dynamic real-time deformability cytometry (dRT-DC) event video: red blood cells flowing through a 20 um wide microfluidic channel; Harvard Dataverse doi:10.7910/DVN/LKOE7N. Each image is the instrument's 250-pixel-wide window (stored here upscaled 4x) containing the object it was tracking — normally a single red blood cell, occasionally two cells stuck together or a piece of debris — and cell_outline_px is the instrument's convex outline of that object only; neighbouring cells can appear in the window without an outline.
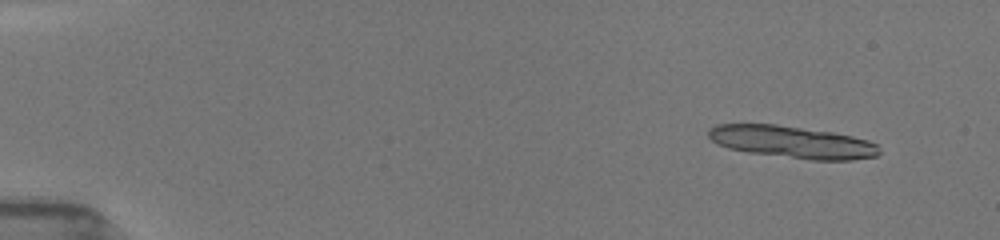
{"species": "common noctule bat (a hibernating species)", "species_latin": "Nyctalus noctula", "temperature_condition": "room temperature", "stored_images_in_passage": 15, "camera_frame_rate_fps": 3000, "um_per_image_px": 0.085, "animal": {"sex": "female", "body_mass_g": 19.5, "forearm_length_mm": 54.1}, "frame": {"image": 1, "passage_image": 4, "time_ms": 1.0, "image_size_px": [1000, 240], "cell_outline_px": [[880, 152], [876, 156], [852, 160], [812, 160], [748, 152], [728, 148], [716, 144], [708, 136], [708, 128], [716, 124], [776, 124], [832, 132], [852, 136], [868, 140], [876, 144]], "centroid_in_image_um": [67.31, 12.07], "position_along_channel_um": 17.7, "area_um2": 32.02}}